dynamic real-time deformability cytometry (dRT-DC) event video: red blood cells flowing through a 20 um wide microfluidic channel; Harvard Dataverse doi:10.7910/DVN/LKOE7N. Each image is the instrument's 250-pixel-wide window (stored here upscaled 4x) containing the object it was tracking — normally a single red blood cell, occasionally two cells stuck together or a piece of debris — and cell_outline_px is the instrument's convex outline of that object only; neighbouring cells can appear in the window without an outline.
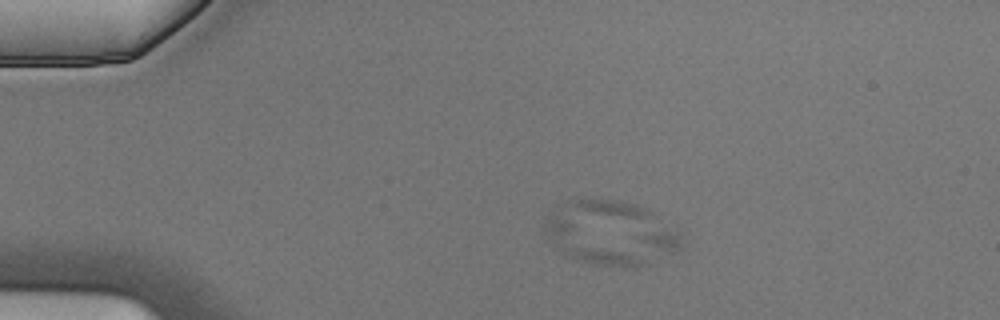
{"species": "Egyptian fruit bat (a non-hibernating species)", "species_latin": "Rousettus aegyptiacus", "temperature_condition": "cold", "stored_images_in_passage": 4, "camera_frame_rate_fps": 3000, "um_per_image_px": 0.085, "animal": {"sex": "male"}, "frame": {"image": 1, "passage_image": 1, "time_ms": 0.0, "image_size_px": [1000, 320], "cell_outline_px": [[648, 264], [636, 268], [624, 268], [592, 264], [568, 256], [560, 252], [556, 248], [544, 228], [548, 216], [564, 216], [644, 260]], "centroid_in_image_um": [49.99, 20.82], "position_along_channel_um": 35.0, "area_um2": 18.9}}